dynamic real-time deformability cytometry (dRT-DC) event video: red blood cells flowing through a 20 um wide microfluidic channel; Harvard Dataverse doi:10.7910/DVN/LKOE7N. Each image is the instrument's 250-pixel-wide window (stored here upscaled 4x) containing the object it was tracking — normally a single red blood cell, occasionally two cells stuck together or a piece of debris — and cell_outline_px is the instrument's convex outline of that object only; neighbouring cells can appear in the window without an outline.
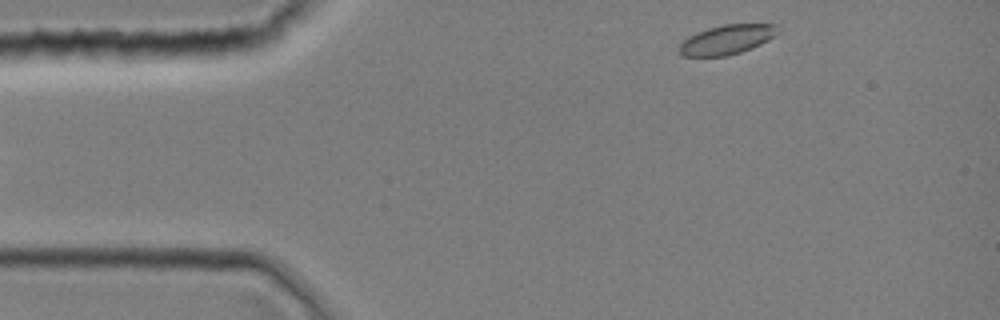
{"species": "common noctule bat (a hibernating species)", "species_latin": "Nyctalus noctula", "temperature_condition": "room temperature", "stored_images_in_passage": 7, "camera_frame_rate_fps": 3000, "um_per_image_px": 0.085, "animal": {"sex": "female", "body_mass_g": 19.0, "forearm_length_mm": 51.5}, "frame": {"image": 1, "passage_image": 1, "time_ms": 0.0, "image_size_px": [1000, 320], "cell_outline_px": [[780, 32], [776, 36], [752, 48], [728, 56], [680, 56], [680, 44], [688, 36], [696, 32], [708, 28], [724, 24], [780, 24]], "centroid_in_image_um": [61.84, 3.35], "position_along_channel_um": 23.2, "area_um2": 17.11}}
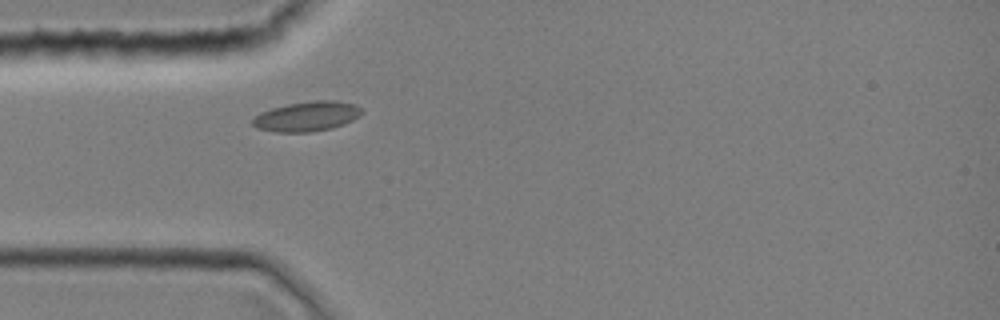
{"frame": {"image": 2, "passage_image": 7, "time_ms": 2.0, "image_size_px": [1000, 320], "cell_outline_px": [[364, 112], [360, 116], [344, 124], [332, 128], [308, 132], [276, 132], [256, 128], [252, 124], [252, 120], [260, 112], [272, 108], [288, 104], [316, 100], [336, 100], [356, 104]], "centroid_in_image_um": [26.11, 9.89], "position_along_channel_um": 58.9, "area_um2": 19.02}}